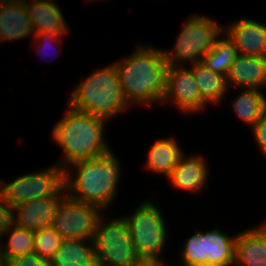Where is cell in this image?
Instances as JSON below:
<instances>
[{
    "instance_id": "obj_31",
    "label": "cell",
    "mask_w": 266,
    "mask_h": 266,
    "mask_svg": "<svg viewBox=\"0 0 266 266\" xmlns=\"http://www.w3.org/2000/svg\"><path fill=\"white\" fill-rule=\"evenodd\" d=\"M261 117L266 119V97L263 95L262 98V113H261Z\"/></svg>"
},
{
    "instance_id": "obj_32",
    "label": "cell",
    "mask_w": 266,
    "mask_h": 266,
    "mask_svg": "<svg viewBox=\"0 0 266 266\" xmlns=\"http://www.w3.org/2000/svg\"><path fill=\"white\" fill-rule=\"evenodd\" d=\"M21 0H0L1 5H10L14 3H18Z\"/></svg>"
},
{
    "instance_id": "obj_33",
    "label": "cell",
    "mask_w": 266,
    "mask_h": 266,
    "mask_svg": "<svg viewBox=\"0 0 266 266\" xmlns=\"http://www.w3.org/2000/svg\"><path fill=\"white\" fill-rule=\"evenodd\" d=\"M143 266H165V264L159 262H146Z\"/></svg>"
},
{
    "instance_id": "obj_26",
    "label": "cell",
    "mask_w": 266,
    "mask_h": 266,
    "mask_svg": "<svg viewBox=\"0 0 266 266\" xmlns=\"http://www.w3.org/2000/svg\"><path fill=\"white\" fill-rule=\"evenodd\" d=\"M181 250L183 266H204V232L196 231Z\"/></svg>"
},
{
    "instance_id": "obj_34",
    "label": "cell",
    "mask_w": 266,
    "mask_h": 266,
    "mask_svg": "<svg viewBox=\"0 0 266 266\" xmlns=\"http://www.w3.org/2000/svg\"><path fill=\"white\" fill-rule=\"evenodd\" d=\"M0 266H4V262L0 258Z\"/></svg>"
},
{
    "instance_id": "obj_9",
    "label": "cell",
    "mask_w": 266,
    "mask_h": 266,
    "mask_svg": "<svg viewBox=\"0 0 266 266\" xmlns=\"http://www.w3.org/2000/svg\"><path fill=\"white\" fill-rule=\"evenodd\" d=\"M101 210L66 194L58 205L51 227L63 240H93Z\"/></svg>"
},
{
    "instance_id": "obj_6",
    "label": "cell",
    "mask_w": 266,
    "mask_h": 266,
    "mask_svg": "<svg viewBox=\"0 0 266 266\" xmlns=\"http://www.w3.org/2000/svg\"><path fill=\"white\" fill-rule=\"evenodd\" d=\"M135 250L145 262H159L166 244L167 229L154 202L145 201L133 215L124 216Z\"/></svg>"
},
{
    "instance_id": "obj_7",
    "label": "cell",
    "mask_w": 266,
    "mask_h": 266,
    "mask_svg": "<svg viewBox=\"0 0 266 266\" xmlns=\"http://www.w3.org/2000/svg\"><path fill=\"white\" fill-rule=\"evenodd\" d=\"M222 32L220 25L213 19L193 15L180 31L171 53L164 51L168 64L176 65L177 60H189L191 64L201 62Z\"/></svg>"
},
{
    "instance_id": "obj_20",
    "label": "cell",
    "mask_w": 266,
    "mask_h": 266,
    "mask_svg": "<svg viewBox=\"0 0 266 266\" xmlns=\"http://www.w3.org/2000/svg\"><path fill=\"white\" fill-rule=\"evenodd\" d=\"M183 155L175 139L156 140L149 150L146 167L169 177Z\"/></svg>"
},
{
    "instance_id": "obj_15",
    "label": "cell",
    "mask_w": 266,
    "mask_h": 266,
    "mask_svg": "<svg viewBox=\"0 0 266 266\" xmlns=\"http://www.w3.org/2000/svg\"><path fill=\"white\" fill-rule=\"evenodd\" d=\"M27 10L28 17L35 33L52 31L64 36L68 28L59 7L52 0H33L27 2L23 0Z\"/></svg>"
},
{
    "instance_id": "obj_19",
    "label": "cell",
    "mask_w": 266,
    "mask_h": 266,
    "mask_svg": "<svg viewBox=\"0 0 266 266\" xmlns=\"http://www.w3.org/2000/svg\"><path fill=\"white\" fill-rule=\"evenodd\" d=\"M86 241L89 246L86 245ZM50 262L52 266H96L93 241L63 240Z\"/></svg>"
},
{
    "instance_id": "obj_25",
    "label": "cell",
    "mask_w": 266,
    "mask_h": 266,
    "mask_svg": "<svg viewBox=\"0 0 266 266\" xmlns=\"http://www.w3.org/2000/svg\"><path fill=\"white\" fill-rule=\"evenodd\" d=\"M63 239L52 227L34 232V253L40 258L51 259L58 251Z\"/></svg>"
},
{
    "instance_id": "obj_22",
    "label": "cell",
    "mask_w": 266,
    "mask_h": 266,
    "mask_svg": "<svg viewBox=\"0 0 266 266\" xmlns=\"http://www.w3.org/2000/svg\"><path fill=\"white\" fill-rule=\"evenodd\" d=\"M224 38L218 37L215 40L212 49L203 57L201 62L211 71L226 77L238 52L233 42L227 36Z\"/></svg>"
},
{
    "instance_id": "obj_12",
    "label": "cell",
    "mask_w": 266,
    "mask_h": 266,
    "mask_svg": "<svg viewBox=\"0 0 266 266\" xmlns=\"http://www.w3.org/2000/svg\"><path fill=\"white\" fill-rule=\"evenodd\" d=\"M238 54L266 57V25L252 19H242L224 30Z\"/></svg>"
},
{
    "instance_id": "obj_3",
    "label": "cell",
    "mask_w": 266,
    "mask_h": 266,
    "mask_svg": "<svg viewBox=\"0 0 266 266\" xmlns=\"http://www.w3.org/2000/svg\"><path fill=\"white\" fill-rule=\"evenodd\" d=\"M68 109L52 131L53 140L63 148L66 161L58 164L63 170L76 162L111 151L103 135L105 119L77 111L70 106Z\"/></svg>"
},
{
    "instance_id": "obj_27",
    "label": "cell",
    "mask_w": 266,
    "mask_h": 266,
    "mask_svg": "<svg viewBox=\"0 0 266 266\" xmlns=\"http://www.w3.org/2000/svg\"><path fill=\"white\" fill-rule=\"evenodd\" d=\"M4 266H52L47 258H40L36 253L19 256L4 262Z\"/></svg>"
},
{
    "instance_id": "obj_10",
    "label": "cell",
    "mask_w": 266,
    "mask_h": 266,
    "mask_svg": "<svg viewBox=\"0 0 266 266\" xmlns=\"http://www.w3.org/2000/svg\"><path fill=\"white\" fill-rule=\"evenodd\" d=\"M169 100L185 113H195L205 108L207 103L201 97L192 69L168 65L166 93L161 103Z\"/></svg>"
},
{
    "instance_id": "obj_28",
    "label": "cell",
    "mask_w": 266,
    "mask_h": 266,
    "mask_svg": "<svg viewBox=\"0 0 266 266\" xmlns=\"http://www.w3.org/2000/svg\"><path fill=\"white\" fill-rule=\"evenodd\" d=\"M14 224L13 208L6 203L0 194V236Z\"/></svg>"
},
{
    "instance_id": "obj_2",
    "label": "cell",
    "mask_w": 266,
    "mask_h": 266,
    "mask_svg": "<svg viewBox=\"0 0 266 266\" xmlns=\"http://www.w3.org/2000/svg\"><path fill=\"white\" fill-rule=\"evenodd\" d=\"M119 164L118 158L110 151L70 165L64 170L66 194L74 200L105 210L116 194L120 176ZM71 167L77 169L75 177Z\"/></svg>"
},
{
    "instance_id": "obj_5",
    "label": "cell",
    "mask_w": 266,
    "mask_h": 266,
    "mask_svg": "<svg viewBox=\"0 0 266 266\" xmlns=\"http://www.w3.org/2000/svg\"><path fill=\"white\" fill-rule=\"evenodd\" d=\"M102 219H98L92 240L96 266H143L146 262L134 248L125 218Z\"/></svg>"
},
{
    "instance_id": "obj_11",
    "label": "cell",
    "mask_w": 266,
    "mask_h": 266,
    "mask_svg": "<svg viewBox=\"0 0 266 266\" xmlns=\"http://www.w3.org/2000/svg\"><path fill=\"white\" fill-rule=\"evenodd\" d=\"M62 199L41 197L16 205L13 208L14 224L32 232L51 227Z\"/></svg>"
},
{
    "instance_id": "obj_24",
    "label": "cell",
    "mask_w": 266,
    "mask_h": 266,
    "mask_svg": "<svg viewBox=\"0 0 266 266\" xmlns=\"http://www.w3.org/2000/svg\"><path fill=\"white\" fill-rule=\"evenodd\" d=\"M263 95L259 89H244L232 104L239 118L251 127L261 118Z\"/></svg>"
},
{
    "instance_id": "obj_16",
    "label": "cell",
    "mask_w": 266,
    "mask_h": 266,
    "mask_svg": "<svg viewBox=\"0 0 266 266\" xmlns=\"http://www.w3.org/2000/svg\"><path fill=\"white\" fill-rule=\"evenodd\" d=\"M208 169L203 157L184 155L179 159L177 165L168 177L177 188L189 192L203 189L207 181Z\"/></svg>"
},
{
    "instance_id": "obj_17",
    "label": "cell",
    "mask_w": 266,
    "mask_h": 266,
    "mask_svg": "<svg viewBox=\"0 0 266 266\" xmlns=\"http://www.w3.org/2000/svg\"><path fill=\"white\" fill-rule=\"evenodd\" d=\"M33 34L24 1L10 5H0V41H11Z\"/></svg>"
},
{
    "instance_id": "obj_4",
    "label": "cell",
    "mask_w": 266,
    "mask_h": 266,
    "mask_svg": "<svg viewBox=\"0 0 266 266\" xmlns=\"http://www.w3.org/2000/svg\"><path fill=\"white\" fill-rule=\"evenodd\" d=\"M68 105L105 120L124 112L129 106L120 89L115 63L93 72L77 85Z\"/></svg>"
},
{
    "instance_id": "obj_21",
    "label": "cell",
    "mask_w": 266,
    "mask_h": 266,
    "mask_svg": "<svg viewBox=\"0 0 266 266\" xmlns=\"http://www.w3.org/2000/svg\"><path fill=\"white\" fill-rule=\"evenodd\" d=\"M192 65V73L202 99L207 104L222 100L228 90L226 77L211 71L202 62L193 63Z\"/></svg>"
},
{
    "instance_id": "obj_18",
    "label": "cell",
    "mask_w": 266,
    "mask_h": 266,
    "mask_svg": "<svg viewBox=\"0 0 266 266\" xmlns=\"http://www.w3.org/2000/svg\"><path fill=\"white\" fill-rule=\"evenodd\" d=\"M217 229L204 232V266L234 264L235 240Z\"/></svg>"
},
{
    "instance_id": "obj_30",
    "label": "cell",
    "mask_w": 266,
    "mask_h": 266,
    "mask_svg": "<svg viewBox=\"0 0 266 266\" xmlns=\"http://www.w3.org/2000/svg\"><path fill=\"white\" fill-rule=\"evenodd\" d=\"M60 37H61V35L60 34H56L55 32H52V31H45V32H40V33H35V38L37 39V40H39V41H35L36 43H38V42H40L41 41V43H42V41H52L53 40V43H55V42H57V40H58V42H60L61 43V39H60ZM41 39V40H40ZM50 42H48L49 44H51ZM46 43V42H45ZM44 45V44H43ZM40 47H42V45H40L39 46V50H41L40 49ZM43 48V47H42ZM43 50V49H42ZM38 52V51H37ZM41 52V51H40Z\"/></svg>"
},
{
    "instance_id": "obj_23",
    "label": "cell",
    "mask_w": 266,
    "mask_h": 266,
    "mask_svg": "<svg viewBox=\"0 0 266 266\" xmlns=\"http://www.w3.org/2000/svg\"><path fill=\"white\" fill-rule=\"evenodd\" d=\"M10 234L8 242L0 243V258L3 262L34 252V232L13 224L4 234Z\"/></svg>"
},
{
    "instance_id": "obj_14",
    "label": "cell",
    "mask_w": 266,
    "mask_h": 266,
    "mask_svg": "<svg viewBox=\"0 0 266 266\" xmlns=\"http://www.w3.org/2000/svg\"><path fill=\"white\" fill-rule=\"evenodd\" d=\"M234 266H266V224L239 233Z\"/></svg>"
},
{
    "instance_id": "obj_1",
    "label": "cell",
    "mask_w": 266,
    "mask_h": 266,
    "mask_svg": "<svg viewBox=\"0 0 266 266\" xmlns=\"http://www.w3.org/2000/svg\"><path fill=\"white\" fill-rule=\"evenodd\" d=\"M168 65L164 51L150 47H137L130 57L115 62L126 103H161L166 93Z\"/></svg>"
},
{
    "instance_id": "obj_13",
    "label": "cell",
    "mask_w": 266,
    "mask_h": 266,
    "mask_svg": "<svg viewBox=\"0 0 266 266\" xmlns=\"http://www.w3.org/2000/svg\"><path fill=\"white\" fill-rule=\"evenodd\" d=\"M227 87L266 88V57L238 54L226 75Z\"/></svg>"
},
{
    "instance_id": "obj_29",
    "label": "cell",
    "mask_w": 266,
    "mask_h": 266,
    "mask_svg": "<svg viewBox=\"0 0 266 266\" xmlns=\"http://www.w3.org/2000/svg\"><path fill=\"white\" fill-rule=\"evenodd\" d=\"M254 138L261 151L266 155V119L260 118L253 126Z\"/></svg>"
},
{
    "instance_id": "obj_8",
    "label": "cell",
    "mask_w": 266,
    "mask_h": 266,
    "mask_svg": "<svg viewBox=\"0 0 266 266\" xmlns=\"http://www.w3.org/2000/svg\"><path fill=\"white\" fill-rule=\"evenodd\" d=\"M64 179V170L55 165L42 172L22 175L8 184L0 182V194L12 208L36 198L62 197L65 196L62 192L66 193Z\"/></svg>"
}]
</instances>
